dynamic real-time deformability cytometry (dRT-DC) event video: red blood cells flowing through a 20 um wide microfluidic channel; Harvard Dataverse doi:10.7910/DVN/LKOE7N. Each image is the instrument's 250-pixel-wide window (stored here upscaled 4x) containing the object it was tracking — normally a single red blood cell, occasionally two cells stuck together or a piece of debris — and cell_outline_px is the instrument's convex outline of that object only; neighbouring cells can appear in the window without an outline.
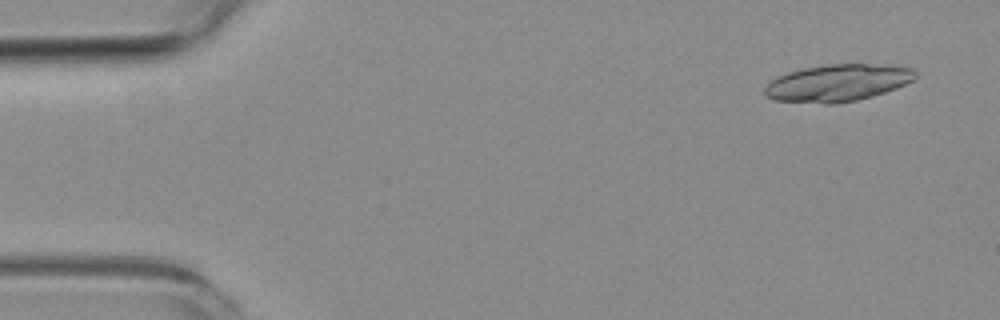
{"species": "common noctule bat (a hibernating species)", "species_latin": "Nyctalus noctula", "temperature_condition": "room temperature", "stored_images_in_passage": 5, "camera_frame_rate_fps": 3000, "um_per_image_px": 0.085, "animal": {"sex": "female", "body_mass_g": 19.3, "forearm_length_mm": 54.1}, "frame": {"image": 1, "passage_image": 1, "time_ms": 0.0, "image_size_px": [1000, 320], "cell_outline_px": [[916, 76], [912, 80], [896, 88], [872, 96], [856, 100], [836, 104], [824, 104], [772, 100], [764, 92], [764, 88], [776, 76], [788, 72], [804, 68], [828, 64], [884, 64], [912, 68], [916, 72]], "centroid_in_image_um": [71.18, 7.04], "position_along_channel_um": 13.8, "area_um2": 32.54}}